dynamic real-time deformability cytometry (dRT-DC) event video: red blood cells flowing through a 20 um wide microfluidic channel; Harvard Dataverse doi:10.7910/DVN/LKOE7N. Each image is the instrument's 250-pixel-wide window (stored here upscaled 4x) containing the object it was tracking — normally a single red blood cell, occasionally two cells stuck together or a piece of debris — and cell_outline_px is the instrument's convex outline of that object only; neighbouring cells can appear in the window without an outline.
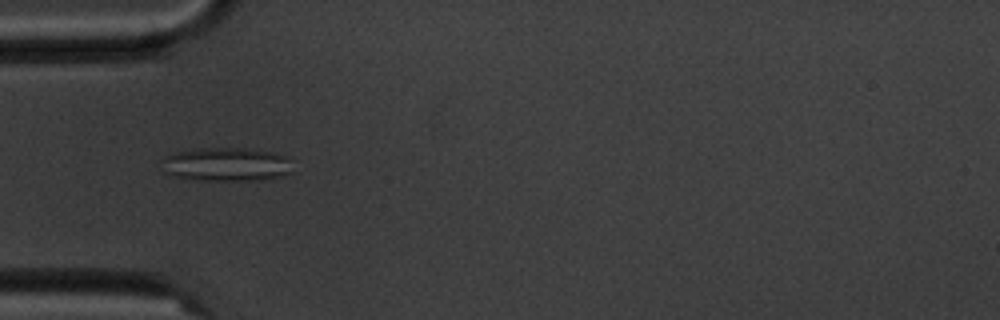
{"species": "common noctule bat (a hibernating species)", "species_latin": "Nyctalus noctula", "temperature_condition": "cold", "stored_images_in_passage": 4, "camera_frame_rate_fps": 3000, "um_per_image_px": 0.085, "animal": {"sex": "male", "body_mass_g": 20.1, "forearm_length_mm": 53.5}, "frame": {"image": 1, "passage_image": 1, "time_ms": 0.0, "image_size_px": [1000, 320], "cell_outline_px": [[292, 172], [280, 176], [264, 180], [196, 180], [172, 176], [160, 172], [160, 160], [164, 156], [176, 152], [200, 148], [244, 148], [272, 152], [288, 156]], "centroid_in_image_um": [19.16, 13.98], "position_along_channel_um": 65.8, "area_um2": 26.18}}
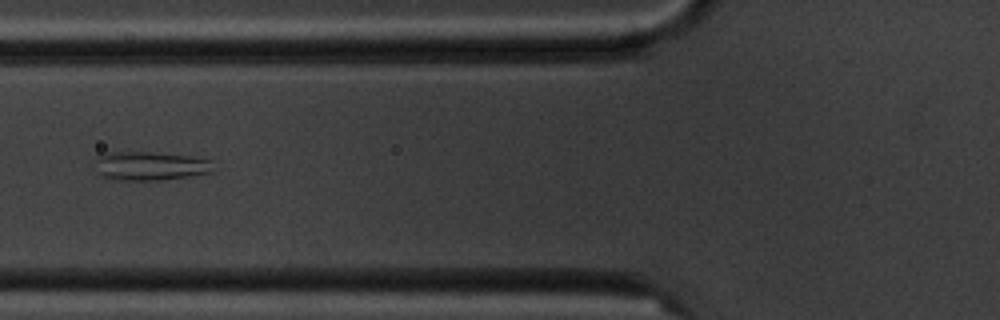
{"frame": {"image": 2, "passage_image": 2, "time_ms": 1.333, "image_size_px": [1000, 320], "cell_outline_px": [[208, 172], [188, 176], [160, 180], [116, 180], [100, 176], [96, 172], [96, 156], [108, 152], [152, 152], [192, 156], [208, 160]], "centroid_in_image_um": [12.61, 14.1], "position_along_channel_um": 113.2, "area_um2": 19.54}}